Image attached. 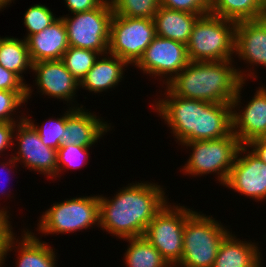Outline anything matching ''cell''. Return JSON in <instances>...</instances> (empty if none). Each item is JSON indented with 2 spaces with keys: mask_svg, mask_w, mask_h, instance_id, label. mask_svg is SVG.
<instances>
[{
  "mask_svg": "<svg viewBox=\"0 0 266 267\" xmlns=\"http://www.w3.org/2000/svg\"><path fill=\"white\" fill-rule=\"evenodd\" d=\"M163 88L165 97L156 98L151 106L169 127L178 145L219 139L232 133L231 103L181 98L166 86Z\"/></svg>",
  "mask_w": 266,
  "mask_h": 267,
  "instance_id": "1",
  "label": "cell"
},
{
  "mask_svg": "<svg viewBox=\"0 0 266 267\" xmlns=\"http://www.w3.org/2000/svg\"><path fill=\"white\" fill-rule=\"evenodd\" d=\"M167 197L163 186L148 181L128 183L111 198L99 195V228L122 240L143 236Z\"/></svg>",
  "mask_w": 266,
  "mask_h": 267,
  "instance_id": "2",
  "label": "cell"
},
{
  "mask_svg": "<svg viewBox=\"0 0 266 267\" xmlns=\"http://www.w3.org/2000/svg\"><path fill=\"white\" fill-rule=\"evenodd\" d=\"M235 62L234 60L190 61L165 86L181 98L210 103H232L242 82Z\"/></svg>",
  "mask_w": 266,
  "mask_h": 267,
  "instance_id": "3",
  "label": "cell"
},
{
  "mask_svg": "<svg viewBox=\"0 0 266 267\" xmlns=\"http://www.w3.org/2000/svg\"><path fill=\"white\" fill-rule=\"evenodd\" d=\"M230 232L212 215L195 210L186 219L182 259L174 267H213L219 246Z\"/></svg>",
  "mask_w": 266,
  "mask_h": 267,
  "instance_id": "4",
  "label": "cell"
},
{
  "mask_svg": "<svg viewBox=\"0 0 266 267\" xmlns=\"http://www.w3.org/2000/svg\"><path fill=\"white\" fill-rule=\"evenodd\" d=\"M235 27V22L211 13L200 16L186 44L189 60H234Z\"/></svg>",
  "mask_w": 266,
  "mask_h": 267,
  "instance_id": "5",
  "label": "cell"
},
{
  "mask_svg": "<svg viewBox=\"0 0 266 267\" xmlns=\"http://www.w3.org/2000/svg\"><path fill=\"white\" fill-rule=\"evenodd\" d=\"M182 146L192 151L183 168H180L183 174L195 178L213 174L219 185L224 186L242 144L232 132L219 139L186 142Z\"/></svg>",
  "mask_w": 266,
  "mask_h": 267,
  "instance_id": "6",
  "label": "cell"
},
{
  "mask_svg": "<svg viewBox=\"0 0 266 267\" xmlns=\"http://www.w3.org/2000/svg\"><path fill=\"white\" fill-rule=\"evenodd\" d=\"M38 234H70L99 227V194L77 196L55 202L41 214Z\"/></svg>",
  "mask_w": 266,
  "mask_h": 267,
  "instance_id": "7",
  "label": "cell"
},
{
  "mask_svg": "<svg viewBox=\"0 0 266 267\" xmlns=\"http://www.w3.org/2000/svg\"><path fill=\"white\" fill-rule=\"evenodd\" d=\"M165 204L146 227L144 237L161 253L170 266L180 263L186 219L194 209L176 203ZM176 204V205H175Z\"/></svg>",
  "mask_w": 266,
  "mask_h": 267,
  "instance_id": "8",
  "label": "cell"
},
{
  "mask_svg": "<svg viewBox=\"0 0 266 267\" xmlns=\"http://www.w3.org/2000/svg\"><path fill=\"white\" fill-rule=\"evenodd\" d=\"M113 14L110 1L105 0L93 10L60 16L66 26L68 45L108 53Z\"/></svg>",
  "mask_w": 266,
  "mask_h": 267,
  "instance_id": "9",
  "label": "cell"
},
{
  "mask_svg": "<svg viewBox=\"0 0 266 267\" xmlns=\"http://www.w3.org/2000/svg\"><path fill=\"white\" fill-rule=\"evenodd\" d=\"M155 37L153 19L113 14L108 52L134 66Z\"/></svg>",
  "mask_w": 266,
  "mask_h": 267,
  "instance_id": "10",
  "label": "cell"
},
{
  "mask_svg": "<svg viewBox=\"0 0 266 267\" xmlns=\"http://www.w3.org/2000/svg\"><path fill=\"white\" fill-rule=\"evenodd\" d=\"M190 63L187 46L172 39L156 36L134 65L143 74L169 83ZM159 79H158V78ZM161 79V80H160Z\"/></svg>",
  "mask_w": 266,
  "mask_h": 267,
  "instance_id": "11",
  "label": "cell"
},
{
  "mask_svg": "<svg viewBox=\"0 0 266 267\" xmlns=\"http://www.w3.org/2000/svg\"><path fill=\"white\" fill-rule=\"evenodd\" d=\"M13 145L18 147V151L11 156L23 165L21 167L57 180V150L44 145L38 132L26 119L16 124Z\"/></svg>",
  "mask_w": 266,
  "mask_h": 267,
  "instance_id": "12",
  "label": "cell"
},
{
  "mask_svg": "<svg viewBox=\"0 0 266 267\" xmlns=\"http://www.w3.org/2000/svg\"><path fill=\"white\" fill-rule=\"evenodd\" d=\"M245 83V81L240 83L231 103L232 132L242 145L257 138L266 137V85L259 84L261 86H258L255 95L243 107L241 89L246 85Z\"/></svg>",
  "mask_w": 266,
  "mask_h": 267,
  "instance_id": "13",
  "label": "cell"
},
{
  "mask_svg": "<svg viewBox=\"0 0 266 267\" xmlns=\"http://www.w3.org/2000/svg\"><path fill=\"white\" fill-rule=\"evenodd\" d=\"M236 56L247 63V67L250 66L248 70L236 68L241 80H257L255 66L266 68V17L236 23L234 57Z\"/></svg>",
  "mask_w": 266,
  "mask_h": 267,
  "instance_id": "14",
  "label": "cell"
},
{
  "mask_svg": "<svg viewBox=\"0 0 266 267\" xmlns=\"http://www.w3.org/2000/svg\"><path fill=\"white\" fill-rule=\"evenodd\" d=\"M224 187L256 202L266 200V163L242 145Z\"/></svg>",
  "mask_w": 266,
  "mask_h": 267,
  "instance_id": "15",
  "label": "cell"
},
{
  "mask_svg": "<svg viewBox=\"0 0 266 267\" xmlns=\"http://www.w3.org/2000/svg\"><path fill=\"white\" fill-rule=\"evenodd\" d=\"M31 72L35 74V86L41 95L49 96L48 98L60 99L67 101V106L78 108L79 104L75 103L77 90L79 91L80 83L65 67L62 60L38 61L32 63ZM69 103V104H68ZM71 103V104H70Z\"/></svg>",
  "mask_w": 266,
  "mask_h": 267,
  "instance_id": "16",
  "label": "cell"
},
{
  "mask_svg": "<svg viewBox=\"0 0 266 267\" xmlns=\"http://www.w3.org/2000/svg\"><path fill=\"white\" fill-rule=\"evenodd\" d=\"M83 107L82 104L78 108L68 106L65 133L61 139V145L92 147L107 132L112 131L111 123L104 121V118L96 115L94 111L92 113Z\"/></svg>",
  "mask_w": 266,
  "mask_h": 267,
  "instance_id": "17",
  "label": "cell"
},
{
  "mask_svg": "<svg viewBox=\"0 0 266 267\" xmlns=\"http://www.w3.org/2000/svg\"><path fill=\"white\" fill-rule=\"evenodd\" d=\"M19 237L14 233L8 240L7 248L0 262V267H4L9 251L17 252L15 267H57L56 258L58 255L54 247L38 238L35 232L25 228ZM17 237V239H16ZM56 252V253H55Z\"/></svg>",
  "mask_w": 266,
  "mask_h": 267,
  "instance_id": "18",
  "label": "cell"
},
{
  "mask_svg": "<svg viewBox=\"0 0 266 267\" xmlns=\"http://www.w3.org/2000/svg\"><path fill=\"white\" fill-rule=\"evenodd\" d=\"M28 52L32 63L38 61L61 60L69 48L67 30L59 16L50 26L27 39Z\"/></svg>",
  "mask_w": 266,
  "mask_h": 267,
  "instance_id": "19",
  "label": "cell"
},
{
  "mask_svg": "<svg viewBox=\"0 0 266 267\" xmlns=\"http://www.w3.org/2000/svg\"><path fill=\"white\" fill-rule=\"evenodd\" d=\"M130 67L123 59L113 54L105 53L95 61L92 68L80 82V89L88 90L89 93H102L115 90L119 82L124 80V72ZM126 68V69H125Z\"/></svg>",
  "mask_w": 266,
  "mask_h": 267,
  "instance_id": "20",
  "label": "cell"
},
{
  "mask_svg": "<svg viewBox=\"0 0 266 267\" xmlns=\"http://www.w3.org/2000/svg\"><path fill=\"white\" fill-rule=\"evenodd\" d=\"M243 240L231 230L219 246L213 267H263L259 243Z\"/></svg>",
  "mask_w": 266,
  "mask_h": 267,
  "instance_id": "21",
  "label": "cell"
},
{
  "mask_svg": "<svg viewBox=\"0 0 266 267\" xmlns=\"http://www.w3.org/2000/svg\"><path fill=\"white\" fill-rule=\"evenodd\" d=\"M200 16L202 15L160 6L153 18L156 36L172 39L186 45L193 26Z\"/></svg>",
  "mask_w": 266,
  "mask_h": 267,
  "instance_id": "22",
  "label": "cell"
},
{
  "mask_svg": "<svg viewBox=\"0 0 266 267\" xmlns=\"http://www.w3.org/2000/svg\"><path fill=\"white\" fill-rule=\"evenodd\" d=\"M210 13L235 23L266 17V0H211Z\"/></svg>",
  "mask_w": 266,
  "mask_h": 267,
  "instance_id": "23",
  "label": "cell"
},
{
  "mask_svg": "<svg viewBox=\"0 0 266 267\" xmlns=\"http://www.w3.org/2000/svg\"><path fill=\"white\" fill-rule=\"evenodd\" d=\"M0 65L25 80L24 74L32 69V62L24 38L0 37Z\"/></svg>",
  "mask_w": 266,
  "mask_h": 267,
  "instance_id": "24",
  "label": "cell"
},
{
  "mask_svg": "<svg viewBox=\"0 0 266 267\" xmlns=\"http://www.w3.org/2000/svg\"><path fill=\"white\" fill-rule=\"evenodd\" d=\"M124 240L128 243L122 259L126 267H171L144 236Z\"/></svg>",
  "mask_w": 266,
  "mask_h": 267,
  "instance_id": "25",
  "label": "cell"
},
{
  "mask_svg": "<svg viewBox=\"0 0 266 267\" xmlns=\"http://www.w3.org/2000/svg\"><path fill=\"white\" fill-rule=\"evenodd\" d=\"M99 56V52L69 46L61 60L65 67L80 83Z\"/></svg>",
  "mask_w": 266,
  "mask_h": 267,
  "instance_id": "26",
  "label": "cell"
},
{
  "mask_svg": "<svg viewBox=\"0 0 266 267\" xmlns=\"http://www.w3.org/2000/svg\"><path fill=\"white\" fill-rule=\"evenodd\" d=\"M113 13L132 18L153 19L160 8V0H109Z\"/></svg>",
  "mask_w": 266,
  "mask_h": 267,
  "instance_id": "27",
  "label": "cell"
},
{
  "mask_svg": "<svg viewBox=\"0 0 266 267\" xmlns=\"http://www.w3.org/2000/svg\"><path fill=\"white\" fill-rule=\"evenodd\" d=\"M25 119L32 125V127L38 132L41 141L44 145L51 147L55 150L61 146V139L64 137L66 127V111L63 115L57 118H49L42 125H36L32 118L25 116Z\"/></svg>",
  "mask_w": 266,
  "mask_h": 267,
  "instance_id": "28",
  "label": "cell"
},
{
  "mask_svg": "<svg viewBox=\"0 0 266 267\" xmlns=\"http://www.w3.org/2000/svg\"><path fill=\"white\" fill-rule=\"evenodd\" d=\"M90 147L79 145H61L57 150V178L61 177L62 171L71 170L87 165L90 158ZM88 160V161H87ZM65 168V169H64Z\"/></svg>",
  "mask_w": 266,
  "mask_h": 267,
  "instance_id": "29",
  "label": "cell"
},
{
  "mask_svg": "<svg viewBox=\"0 0 266 267\" xmlns=\"http://www.w3.org/2000/svg\"><path fill=\"white\" fill-rule=\"evenodd\" d=\"M27 91L0 90V122L19 123L25 119V115H17L16 110L26 102ZM15 116V117H14ZM17 117V118H16Z\"/></svg>",
  "mask_w": 266,
  "mask_h": 267,
  "instance_id": "30",
  "label": "cell"
},
{
  "mask_svg": "<svg viewBox=\"0 0 266 267\" xmlns=\"http://www.w3.org/2000/svg\"><path fill=\"white\" fill-rule=\"evenodd\" d=\"M51 9L43 4L30 6L24 13V25L27 28L26 40L30 35L41 32L45 27L50 26L56 19Z\"/></svg>",
  "mask_w": 266,
  "mask_h": 267,
  "instance_id": "31",
  "label": "cell"
},
{
  "mask_svg": "<svg viewBox=\"0 0 266 267\" xmlns=\"http://www.w3.org/2000/svg\"><path fill=\"white\" fill-rule=\"evenodd\" d=\"M160 6L198 15L210 13L211 0H160Z\"/></svg>",
  "mask_w": 266,
  "mask_h": 267,
  "instance_id": "32",
  "label": "cell"
},
{
  "mask_svg": "<svg viewBox=\"0 0 266 267\" xmlns=\"http://www.w3.org/2000/svg\"><path fill=\"white\" fill-rule=\"evenodd\" d=\"M0 90L7 91H27L26 102L30 100L32 96V85L26 84V80L23 81L18 75L5 69L0 65Z\"/></svg>",
  "mask_w": 266,
  "mask_h": 267,
  "instance_id": "33",
  "label": "cell"
},
{
  "mask_svg": "<svg viewBox=\"0 0 266 267\" xmlns=\"http://www.w3.org/2000/svg\"><path fill=\"white\" fill-rule=\"evenodd\" d=\"M11 214L7 207L0 208V262L7 248L8 240L15 233L9 219Z\"/></svg>",
  "mask_w": 266,
  "mask_h": 267,
  "instance_id": "34",
  "label": "cell"
},
{
  "mask_svg": "<svg viewBox=\"0 0 266 267\" xmlns=\"http://www.w3.org/2000/svg\"><path fill=\"white\" fill-rule=\"evenodd\" d=\"M17 123L0 122V155L13 147V134Z\"/></svg>",
  "mask_w": 266,
  "mask_h": 267,
  "instance_id": "35",
  "label": "cell"
},
{
  "mask_svg": "<svg viewBox=\"0 0 266 267\" xmlns=\"http://www.w3.org/2000/svg\"><path fill=\"white\" fill-rule=\"evenodd\" d=\"M105 0H64L71 14L86 12L98 8Z\"/></svg>",
  "mask_w": 266,
  "mask_h": 267,
  "instance_id": "36",
  "label": "cell"
},
{
  "mask_svg": "<svg viewBox=\"0 0 266 267\" xmlns=\"http://www.w3.org/2000/svg\"><path fill=\"white\" fill-rule=\"evenodd\" d=\"M246 146L250 148L258 158L266 163V137L251 140Z\"/></svg>",
  "mask_w": 266,
  "mask_h": 267,
  "instance_id": "37",
  "label": "cell"
},
{
  "mask_svg": "<svg viewBox=\"0 0 266 267\" xmlns=\"http://www.w3.org/2000/svg\"><path fill=\"white\" fill-rule=\"evenodd\" d=\"M18 163L12 158V156L10 155V157H9V159H8V161L6 160V162H0V177H2L1 176V173H2V175L4 174V173H6V170L8 171V173L10 172L11 174L12 173H14V171L13 172H11L12 170L11 169H13V168H15L16 169V165H17ZM9 166V167H8ZM4 171V172H3ZM4 175H8L7 173L6 174H4ZM10 175V174H9ZM8 178V177H7ZM9 179V178H8ZM8 179H2V180H5V181H7ZM9 181V180H8ZM1 183V182H0ZM1 184H3V183H1ZM4 184H7V183H4ZM1 186V185H0ZM5 188H7L6 187V185L4 186V188L2 187H0V196L2 195V197L4 196V195H6V198L8 199V197H10V194L7 192L6 193V190H5ZM6 193V194H5ZM1 198V197H0Z\"/></svg>",
  "mask_w": 266,
  "mask_h": 267,
  "instance_id": "38",
  "label": "cell"
},
{
  "mask_svg": "<svg viewBox=\"0 0 266 267\" xmlns=\"http://www.w3.org/2000/svg\"><path fill=\"white\" fill-rule=\"evenodd\" d=\"M12 1L14 3L15 0H0V11H2L3 8L10 7L9 5H11Z\"/></svg>",
  "mask_w": 266,
  "mask_h": 267,
  "instance_id": "39",
  "label": "cell"
}]
</instances>
